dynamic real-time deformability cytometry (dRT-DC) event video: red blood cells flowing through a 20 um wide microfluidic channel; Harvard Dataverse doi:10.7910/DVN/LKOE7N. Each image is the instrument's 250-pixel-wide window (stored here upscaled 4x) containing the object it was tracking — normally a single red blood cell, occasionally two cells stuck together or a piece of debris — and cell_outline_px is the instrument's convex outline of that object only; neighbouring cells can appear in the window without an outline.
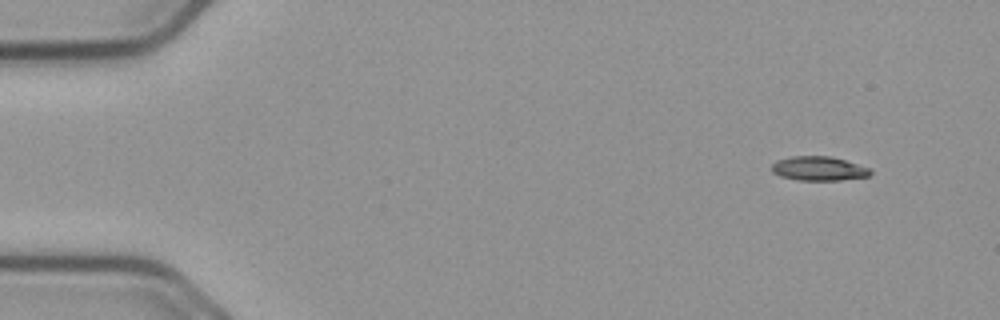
{"species": "common noctule bat (a hibernating species)", "species_latin": "Nyctalus noctula", "temperature_condition": "cold", "stored_images_in_passage": 53, "camera_frame_rate_fps": 3000, "um_per_image_px": 0.085, "animal": {"sex": "male", "body_mass_g": 23.1, "forearm_length_mm": 52.7}, "frame": {"image": 1, "passage_image": 1, "time_ms": 0.0, "image_size_px": [1000, 320], "cell_outline_px": [[872, 172], [868, 176], [840, 180], [796, 180], [780, 176], [772, 172], [772, 164], [776, 160], [792, 156], [828, 156], [844, 160], [868, 168]], "centroid_in_image_um": [69.54, 14.33], "position_along_channel_um": 15.5, "area_um2": 13.76}}
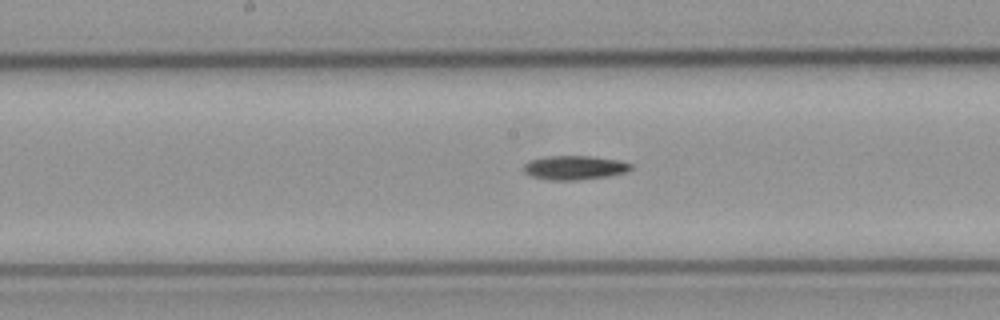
{"frame": {"image": 2, "passage_image": 25, "time_ms": 8.0, "image_size_px": [1000, 320], "cell_outline_px": [[632, 168], [628, 172], [608, 176], [580, 180], [548, 180], [528, 176], [520, 168], [528, 160], [544, 156], [588, 156], [616, 160], [632, 164]], "centroid_in_image_um": [48.75, 14.26], "position_along_channel_um": 199.5, "area_um2": 15.32}}
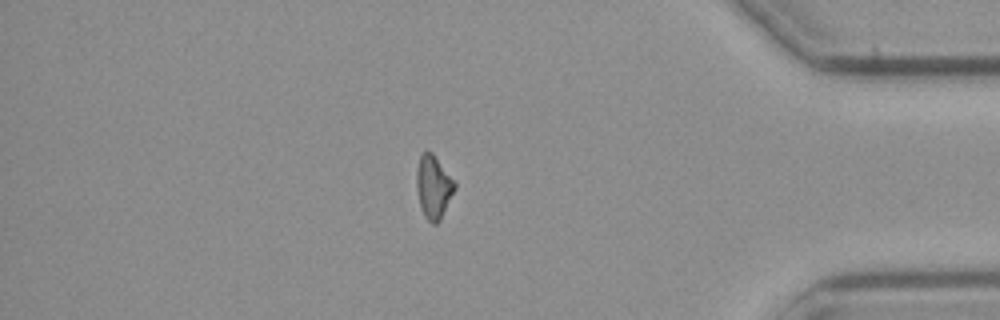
{"frame": {"image": 3, "passage_image": 44, "time_ms": 14.333, "image_size_px": [1000, 320], "cell_outline_px": [[456, 188], [440, 220], [436, 224], [432, 224], [424, 216], [420, 204], [416, 184], [416, 172], [420, 156], [424, 152], [432, 152], [456, 180]], "centroid_in_image_um": [36.87, 15.88], "position_along_channel_um": 398.3, "area_um2": 14.1}}